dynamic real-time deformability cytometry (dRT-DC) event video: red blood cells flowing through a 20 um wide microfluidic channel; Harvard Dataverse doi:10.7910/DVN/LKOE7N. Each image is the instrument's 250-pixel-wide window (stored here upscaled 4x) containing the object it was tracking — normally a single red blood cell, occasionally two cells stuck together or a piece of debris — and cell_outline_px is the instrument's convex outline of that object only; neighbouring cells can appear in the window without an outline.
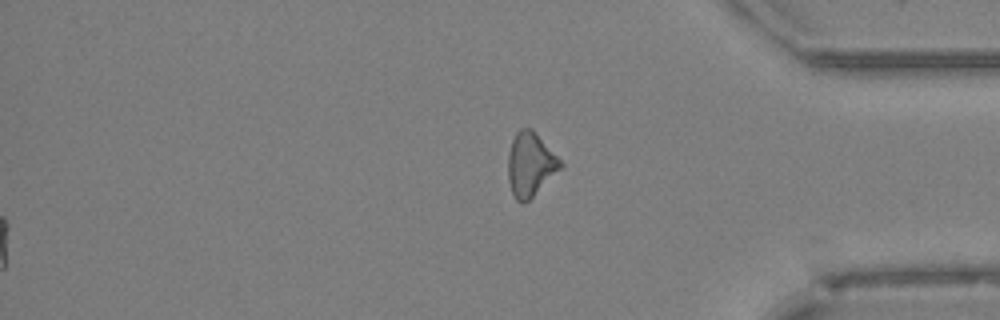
{"species": "Egyptian fruit bat (a non-hibernating species)", "species_latin": "Rousettus aegyptiacus", "temperature_condition": "cold", "stored_images_in_passage": 47, "segment_of_instrument_passage": [2, 2], "camera_frame_rate_fps": 3000, "um_per_image_px": 0.085, "animal": {"sex": "female"}, "frame": {"image": 1, "passage_image": 47, "time_ms": 15.333, "image_size_px": [1000, 320], "cell_outline_px": [[564, 164], [524, 204], [520, 204], [516, 200], [512, 192], [508, 180], [508, 152], [512, 140], [516, 132], [520, 128], [532, 128]], "centroid_in_image_um": [45.04, 13.96], "position_along_channel_um": 390.2, "area_um2": 19.19}}